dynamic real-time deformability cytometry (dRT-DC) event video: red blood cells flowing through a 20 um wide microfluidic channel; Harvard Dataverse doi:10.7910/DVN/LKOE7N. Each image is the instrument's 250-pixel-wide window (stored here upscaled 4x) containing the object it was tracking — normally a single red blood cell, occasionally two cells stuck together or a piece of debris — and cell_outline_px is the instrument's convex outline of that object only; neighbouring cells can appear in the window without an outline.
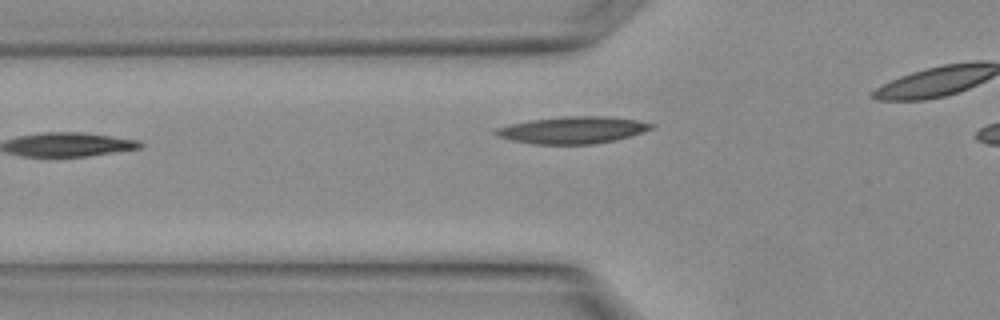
{"species": "Egyptian fruit bat (a non-hibernating species)", "species_latin": "Rousettus aegyptiacus", "temperature_condition": "warm", "stored_images_in_passage": 6, "camera_frame_rate_fps": 3000, "um_per_image_px": 0.085, "animal": {"sex": "female"}, "frame": {"image": 1, "passage_image": 6, "time_ms": 1.667, "image_size_px": [1000, 320], "cell_outline_px": [[656, 124], [652, 128], [616, 140], [592, 144], [532, 144], [512, 140], [496, 136], [492, 132], [496, 128], [508, 124], [528, 120], [560, 116], [608, 116], [636, 120]], "centroid_in_image_um": [48.6, 11.04], "position_along_channel_um": 77.2, "area_um2": 24.57}}